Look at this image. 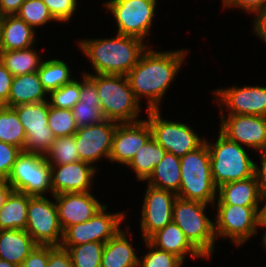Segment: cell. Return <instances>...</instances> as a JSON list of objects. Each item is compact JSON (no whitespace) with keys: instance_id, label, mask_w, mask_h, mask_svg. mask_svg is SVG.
<instances>
[{"instance_id":"1","label":"cell","mask_w":266,"mask_h":267,"mask_svg":"<svg viewBox=\"0 0 266 267\" xmlns=\"http://www.w3.org/2000/svg\"><path fill=\"white\" fill-rule=\"evenodd\" d=\"M186 55L184 49L158 52L147 48L126 75L137 100L147 97L148 110L159 109V103L179 73Z\"/></svg>"},{"instance_id":"2","label":"cell","mask_w":266,"mask_h":267,"mask_svg":"<svg viewBox=\"0 0 266 267\" xmlns=\"http://www.w3.org/2000/svg\"><path fill=\"white\" fill-rule=\"evenodd\" d=\"M133 36L118 34L113 38L81 40L79 48L90 60L96 74L126 76L149 47Z\"/></svg>"},{"instance_id":"3","label":"cell","mask_w":266,"mask_h":267,"mask_svg":"<svg viewBox=\"0 0 266 267\" xmlns=\"http://www.w3.org/2000/svg\"><path fill=\"white\" fill-rule=\"evenodd\" d=\"M95 85L105 119L117 123L140 121L137 117L140 102L135 97L127 76L95 74Z\"/></svg>"},{"instance_id":"4","label":"cell","mask_w":266,"mask_h":267,"mask_svg":"<svg viewBox=\"0 0 266 267\" xmlns=\"http://www.w3.org/2000/svg\"><path fill=\"white\" fill-rule=\"evenodd\" d=\"M180 168L181 183L177 197L207 205L215 203L217 187L212 180L207 143L181 157Z\"/></svg>"},{"instance_id":"5","label":"cell","mask_w":266,"mask_h":267,"mask_svg":"<svg viewBox=\"0 0 266 267\" xmlns=\"http://www.w3.org/2000/svg\"><path fill=\"white\" fill-rule=\"evenodd\" d=\"M211 175L214 185L250 178L255 175V163L243 146L229 140L219 131L214 144H209Z\"/></svg>"},{"instance_id":"6","label":"cell","mask_w":266,"mask_h":267,"mask_svg":"<svg viewBox=\"0 0 266 267\" xmlns=\"http://www.w3.org/2000/svg\"><path fill=\"white\" fill-rule=\"evenodd\" d=\"M206 207L207 204L202 202L177 197L173 204L172 221L205 258H210L215 248V223L204 213Z\"/></svg>"},{"instance_id":"7","label":"cell","mask_w":266,"mask_h":267,"mask_svg":"<svg viewBox=\"0 0 266 267\" xmlns=\"http://www.w3.org/2000/svg\"><path fill=\"white\" fill-rule=\"evenodd\" d=\"M217 204L215 237L231 239L239 246L258 233L262 219L263 207Z\"/></svg>"},{"instance_id":"8","label":"cell","mask_w":266,"mask_h":267,"mask_svg":"<svg viewBox=\"0 0 266 267\" xmlns=\"http://www.w3.org/2000/svg\"><path fill=\"white\" fill-rule=\"evenodd\" d=\"M14 191L44 196L51 190V167L44 155L22 151L6 180Z\"/></svg>"},{"instance_id":"9","label":"cell","mask_w":266,"mask_h":267,"mask_svg":"<svg viewBox=\"0 0 266 267\" xmlns=\"http://www.w3.org/2000/svg\"><path fill=\"white\" fill-rule=\"evenodd\" d=\"M147 121L152 131V138L167 152L177 157L185 156L205 142L187 124L162 119L159 109L148 110Z\"/></svg>"},{"instance_id":"10","label":"cell","mask_w":266,"mask_h":267,"mask_svg":"<svg viewBox=\"0 0 266 267\" xmlns=\"http://www.w3.org/2000/svg\"><path fill=\"white\" fill-rule=\"evenodd\" d=\"M25 230L38 245L60 246L63 229L59 222L56 202L53 203L45 196L29 195Z\"/></svg>"},{"instance_id":"11","label":"cell","mask_w":266,"mask_h":267,"mask_svg":"<svg viewBox=\"0 0 266 267\" xmlns=\"http://www.w3.org/2000/svg\"><path fill=\"white\" fill-rule=\"evenodd\" d=\"M12 108L16 111L26 134L23 151L45 156L56 138L48 126L49 101Z\"/></svg>"},{"instance_id":"12","label":"cell","mask_w":266,"mask_h":267,"mask_svg":"<svg viewBox=\"0 0 266 267\" xmlns=\"http://www.w3.org/2000/svg\"><path fill=\"white\" fill-rule=\"evenodd\" d=\"M157 0H110L105 3L117 22L118 34L144 41L150 33Z\"/></svg>"},{"instance_id":"13","label":"cell","mask_w":266,"mask_h":267,"mask_svg":"<svg viewBox=\"0 0 266 267\" xmlns=\"http://www.w3.org/2000/svg\"><path fill=\"white\" fill-rule=\"evenodd\" d=\"M106 205L101 208L93 217L83 223L67 227L63 231L61 245L63 248H70L89 242L106 243L120 231V224L125 219L123 213L109 214Z\"/></svg>"},{"instance_id":"14","label":"cell","mask_w":266,"mask_h":267,"mask_svg":"<svg viewBox=\"0 0 266 267\" xmlns=\"http://www.w3.org/2000/svg\"><path fill=\"white\" fill-rule=\"evenodd\" d=\"M117 125L115 121L104 119L97 124L78 128L74 136L80 160L92 165L104 156L109 160Z\"/></svg>"},{"instance_id":"15","label":"cell","mask_w":266,"mask_h":267,"mask_svg":"<svg viewBox=\"0 0 266 267\" xmlns=\"http://www.w3.org/2000/svg\"><path fill=\"white\" fill-rule=\"evenodd\" d=\"M220 124V132L229 140L253 150L266 149V117L228 114V117L221 116Z\"/></svg>"},{"instance_id":"16","label":"cell","mask_w":266,"mask_h":267,"mask_svg":"<svg viewBox=\"0 0 266 267\" xmlns=\"http://www.w3.org/2000/svg\"><path fill=\"white\" fill-rule=\"evenodd\" d=\"M176 198L177 194L171 191L148 185L140 225L144 240L172 222L173 204Z\"/></svg>"},{"instance_id":"17","label":"cell","mask_w":266,"mask_h":267,"mask_svg":"<svg viewBox=\"0 0 266 267\" xmlns=\"http://www.w3.org/2000/svg\"><path fill=\"white\" fill-rule=\"evenodd\" d=\"M219 109L223 113V104L229 114H246L266 117V87L260 86H233L228 89H216ZM222 103V105H221Z\"/></svg>"},{"instance_id":"18","label":"cell","mask_w":266,"mask_h":267,"mask_svg":"<svg viewBox=\"0 0 266 267\" xmlns=\"http://www.w3.org/2000/svg\"><path fill=\"white\" fill-rule=\"evenodd\" d=\"M151 137L152 131L147 120L118 123L113 135L109 161L127 165Z\"/></svg>"},{"instance_id":"19","label":"cell","mask_w":266,"mask_h":267,"mask_svg":"<svg viewBox=\"0 0 266 267\" xmlns=\"http://www.w3.org/2000/svg\"><path fill=\"white\" fill-rule=\"evenodd\" d=\"M52 194L89 192L96 166L85 161L65 165H50Z\"/></svg>"},{"instance_id":"20","label":"cell","mask_w":266,"mask_h":267,"mask_svg":"<svg viewBox=\"0 0 266 267\" xmlns=\"http://www.w3.org/2000/svg\"><path fill=\"white\" fill-rule=\"evenodd\" d=\"M56 199L59 222L63 231L70 226L86 222L105 205L91 192H73L53 195Z\"/></svg>"},{"instance_id":"21","label":"cell","mask_w":266,"mask_h":267,"mask_svg":"<svg viewBox=\"0 0 266 267\" xmlns=\"http://www.w3.org/2000/svg\"><path fill=\"white\" fill-rule=\"evenodd\" d=\"M35 29L16 15L0 17V51L20 50L36 43Z\"/></svg>"},{"instance_id":"22","label":"cell","mask_w":266,"mask_h":267,"mask_svg":"<svg viewBox=\"0 0 266 267\" xmlns=\"http://www.w3.org/2000/svg\"><path fill=\"white\" fill-rule=\"evenodd\" d=\"M147 241L159 250L175 254L182 261L185 260L187 254H191L193 258H205L173 221L152 234Z\"/></svg>"},{"instance_id":"23","label":"cell","mask_w":266,"mask_h":267,"mask_svg":"<svg viewBox=\"0 0 266 267\" xmlns=\"http://www.w3.org/2000/svg\"><path fill=\"white\" fill-rule=\"evenodd\" d=\"M217 190V204L260 206L264 200L255 175L244 180L224 183Z\"/></svg>"},{"instance_id":"24","label":"cell","mask_w":266,"mask_h":267,"mask_svg":"<svg viewBox=\"0 0 266 267\" xmlns=\"http://www.w3.org/2000/svg\"><path fill=\"white\" fill-rule=\"evenodd\" d=\"M38 244L26 230H0V259L20 266Z\"/></svg>"},{"instance_id":"25","label":"cell","mask_w":266,"mask_h":267,"mask_svg":"<svg viewBox=\"0 0 266 267\" xmlns=\"http://www.w3.org/2000/svg\"><path fill=\"white\" fill-rule=\"evenodd\" d=\"M46 94L37 72L13 76L8 107L47 101Z\"/></svg>"},{"instance_id":"26","label":"cell","mask_w":266,"mask_h":267,"mask_svg":"<svg viewBox=\"0 0 266 267\" xmlns=\"http://www.w3.org/2000/svg\"><path fill=\"white\" fill-rule=\"evenodd\" d=\"M138 261L122 229L104 244L101 267H138Z\"/></svg>"},{"instance_id":"27","label":"cell","mask_w":266,"mask_h":267,"mask_svg":"<svg viewBox=\"0 0 266 267\" xmlns=\"http://www.w3.org/2000/svg\"><path fill=\"white\" fill-rule=\"evenodd\" d=\"M29 195L12 190L0 209V230L26 229Z\"/></svg>"},{"instance_id":"28","label":"cell","mask_w":266,"mask_h":267,"mask_svg":"<svg viewBox=\"0 0 266 267\" xmlns=\"http://www.w3.org/2000/svg\"><path fill=\"white\" fill-rule=\"evenodd\" d=\"M147 180L153 187L177 194L181 183L180 157L166 152Z\"/></svg>"},{"instance_id":"29","label":"cell","mask_w":266,"mask_h":267,"mask_svg":"<svg viewBox=\"0 0 266 267\" xmlns=\"http://www.w3.org/2000/svg\"><path fill=\"white\" fill-rule=\"evenodd\" d=\"M167 151L152 137L136 152L126 165L134 170L139 181H146L155 166L163 159Z\"/></svg>"},{"instance_id":"30","label":"cell","mask_w":266,"mask_h":267,"mask_svg":"<svg viewBox=\"0 0 266 267\" xmlns=\"http://www.w3.org/2000/svg\"><path fill=\"white\" fill-rule=\"evenodd\" d=\"M1 63L13 76L35 73L42 63L39 53L34 51L33 46L11 51H0Z\"/></svg>"},{"instance_id":"31","label":"cell","mask_w":266,"mask_h":267,"mask_svg":"<svg viewBox=\"0 0 266 267\" xmlns=\"http://www.w3.org/2000/svg\"><path fill=\"white\" fill-rule=\"evenodd\" d=\"M37 73L48 94L73 80L69 66L60 59L42 61Z\"/></svg>"},{"instance_id":"32","label":"cell","mask_w":266,"mask_h":267,"mask_svg":"<svg viewBox=\"0 0 266 267\" xmlns=\"http://www.w3.org/2000/svg\"><path fill=\"white\" fill-rule=\"evenodd\" d=\"M0 141L19 147L22 151L26 134L16 111L12 107L0 106Z\"/></svg>"},{"instance_id":"33","label":"cell","mask_w":266,"mask_h":267,"mask_svg":"<svg viewBox=\"0 0 266 267\" xmlns=\"http://www.w3.org/2000/svg\"><path fill=\"white\" fill-rule=\"evenodd\" d=\"M104 244L89 242L65 249L69 253L73 267H101Z\"/></svg>"},{"instance_id":"34","label":"cell","mask_w":266,"mask_h":267,"mask_svg":"<svg viewBox=\"0 0 266 267\" xmlns=\"http://www.w3.org/2000/svg\"><path fill=\"white\" fill-rule=\"evenodd\" d=\"M45 157L50 165H65L80 161L75 136L56 137Z\"/></svg>"},{"instance_id":"35","label":"cell","mask_w":266,"mask_h":267,"mask_svg":"<svg viewBox=\"0 0 266 267\" xmlns=\"http://www.w3.org/2000/svg\"><path fill=\"white\" fill-rule=\"evenodd\" d=\"M48 126L55 137L72 136L78 126L71 109L56 108L49 104Z\"/></svg>"},{"instance_id":"36","label":"cell","mask_w":266,"mask_h":267,"mask_svg":"<svg viewBox=\"0 0 266 267\" xmlns=\"http://www.w3.org/2000/svg\"><path fill=\"white\" fill-rule=\"evenodd\" d=\"M15 15L33 29L49 21H56L42 0H25Z\"/></svg>"},{"instance_id":"37","label":"cell","mask_w":266,"mask_h":267,"mask_svg":"<svg viewBox=\"0 0 266 267\" xmlns=\"http://www.w3.org/2000/svg\"><path fill=\"white\" fill-rule=\"evenodd\" d=\"M81 81L76 79L49 93V104L56 108L72 109L79 101Z\"/></svg>"},{"instance_id":"38","label":"cell","mask_w":266,"mask_h":267,"mask_svg":"<svg viewBox=\"0 0 266 267\" xmlns=\"http://www.w3.org/2000/svg\"><path fill=\"white\" fill-rule=\"evenodd\" d=\"M144 242L150 250L142 260L139 259L138 267H180L183 265V261L175 254L159 250L147 240Z\"/></svg>"},{"instance_id":"39","label":"cell","mask_w":266,"mask_h":267,"mask_svg":"<svg viewBox=\"0 0 266 267\" xmlns=\"http://www.w3.org/2000/svg\"><path fill=\"white\" fill-rule=\"evenodd\" d=\"M71 112L78 128L97 124L105 119L100 109V103L78 101Z\"/></svg>"},{"instance_id":"40","label":"cell","mask_w":266,"mask_h":267,"mask_svg":"<svg viewBox=\"0 0 266 267\" xmlns=\"http://www.w3.org/2000/svg\"><path fill=\"white\" fill-rule=\"evenodd\" d=\"M58 22H68L77 10V0H42Z\"/></svg>"},{"instance_id":"41","label":"cell","mask_w":266,"mask_h":267,"mask_svg":"<svg viewBox=\"0 0 266 267\" xmlns=\"http://www.w3.org/2000/svg\"><path fill=\"white\" fill-rule=\"evenodd\" d=\"M21 152L19 147L0 141V181L7 180Z\"/></svg>"},{"instance_id":"42","label":"cell","mask_w":266,"mask_h":267,"mask_svg":"<svg viewBox=\"0 0 266 267\" xmlns=\"http://www.w3.org/2000/svg\"><path fill=\"white\" fill-rule=\"evenodd\" d=\"M50 245H37L19 267H47Z\"/></svg>"},{"instance_id":"43","label":"cell","mask_w":266,"mask_h":267,"mask_svg":"<svg viewBox=\"0 0 266 267\" xmlns=\"http://www.w3.org/2000/svg\"><path fill=\"white\" fill-rule=\"evenodd\" d=\"M83 83L81 82L80 102L100 103L98 91L95 85V75L83 74Z\"/></svg>"},{"instance_id":"44","label":"cell","mask_w":266,"mask_h":267,"mask_svg":"<svg viewBox=\"0 0 266 267\" xmlns=\"http://www.w3.org/2000/svg\"><path fill=\"white\" fill-rule=\"evenodd\" d=\"M47 267H73L68 251L62 246L50 245Z\"/></svg>"},{"instance_id":"45","label":"cell","mask_w":266,"mask_h":267,"mask_svg":"<svg viewBox=\"0 0 266 267\" xmlns=\"http://www.w3.org/2000/svg\"><path fill=\"white\" fill-rule=\"evenodd\" d=\"M13 75L0 61V106H8Z\"/></svg>"},{"instance_id":"46","label":"cell","mask_w":266,"mask_h":267,"mask_svg":"<svg viewBox=\"0 0 266 267\" xmlns=\"http://www.w3.org/2000/svg\"><path fill=\"white\" fill-rule=\"evenodd\" d=\"M260 152L261 165L258 167L257 164H255V176L258 181L260 193L264 199L266 197V149Z\"/></svg>"},{"instance_id":"47","label":"cell","mask_w":266,"mask_h":267,"mask_svg":"<svg viewBox=\"0 0 266 267\" xmlns=\"http://www.w3.org/2000/svg\"><path fill=\"white\" fill-rule=\"evenodd\" d=\"M223 7H238L247 12L255 13L259 10V0H223Z\"/></svg>"},{"instance_id":"48","label":"cell","mask_w":266,"mask_h":267,"mask_svg":"<svg viewBox=\"0 0 266 267\" xmlns=\"http://www.w3.org/2000/svg\"><path fill=\"white\" fill-rule=\"evenodd\" d=\"M254 31L266 43V6L255 12Z\"/></svg>"},{"instance_id":"49","label":"cell","mask_w":266,"mask_h":267,"mask_svg":"<svg viewBox=\"0 0 266 267\" xmlns=\"http://www.w3.org/2000/svg\"><path fill=\"white\" fill-rule=\"evenodd\" d=\"M25 0H0V17L15 15Z\"/></svg>"},{"instance_id":"50","label":"cell","mask_w":266,"mask_h":267,"mask_svg":"<svg viewBox=\"0 0 266 267\" xmlns=\"http://www.w3.org/2000/svg\"><path fill=\"white\" fill-rule=\"evenodd\" d=\"M12 190V186L7 181H0V209Z\"/></svg>"},{"instance_id":"51","label":"cell","mask_w":266,"mask_h":267,"mask_svg":"<svg viewBox=\"0 0 266 267\" xmlns=\"http://www.w3.org/2000/svg\"><path fill=\"white\" fill-rule=\"evenodd\" d=\"M0 267H19L16 264L7 262L6 260L0 259Z\"/></svg>"},{"instance_id":"52","label":"cell","mask_w":266,"mask_h":267,"mask_svg":"<svg viewBox=\"0 0 266 267\" xmlns=\"http://www.w3.org/2000/svg\"><path fill=\"white\" fill-rule=\"evenodd\" d=\"M260 226L262 227H264L265 229H266V221H261L260 222ZM263 246H264V248H265V251H266V231H265V233H264V236H263Z\"/></svg>"},{"instance_id":"53","label":"cell","mask_w":266,"mask_h":267,"mask_svg":"<svg viewBox=\"0 0 266 267\" xmlns=\"http://www.w3.org/2000/svg\"><path fill=\"white\" fill-rule=\"evenodd\" d=\"M266 197L264 198V203H265ZM261 221H266V203L263 205V213H262V219Z\"/></svg>"},{"instance_id":"54","label":"cell","mask_w":266,"mask_h":267,"mask_svg":"<svg viewBox=\"0 0 266 267\" xmlns=\"http://www.w3.org/2000/svg\"><path fill=\"white\" fill-rule=\"evenodd\" d=\"M266 6V0H259V10Z\"/></svg>"}]
</instances>
